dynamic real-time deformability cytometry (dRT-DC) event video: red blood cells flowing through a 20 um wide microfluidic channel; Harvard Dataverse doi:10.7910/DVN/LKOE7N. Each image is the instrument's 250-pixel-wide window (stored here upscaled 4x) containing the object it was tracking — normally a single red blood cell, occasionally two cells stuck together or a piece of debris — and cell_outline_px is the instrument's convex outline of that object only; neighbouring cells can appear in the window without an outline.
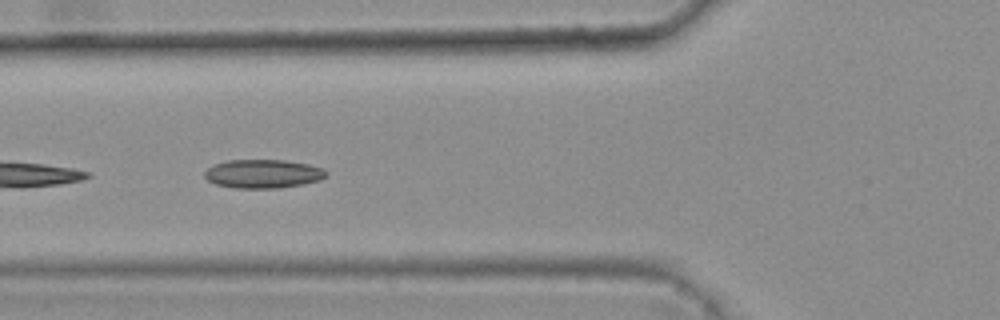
{"species": "common noctule bat (a hibernating species)", "species_latin": "Nyctalus noctula", "temperature_condition": "warm", "stored_images_in_passage": 6, "camera_frame_rate_fps": 3000, "um_per_image_px": 0.085, "animal": {"sex": "female", "body_mass_g": 25.1}, "frame": {"image": 1, "passage_image": 4, "time_ms": 1.0, "image_size_px": [1000, 320], "cell_outline_px": [[328, 176], [320, 180], [304, 184], [276, 188], [236, 188], [216, 184], [208, 180], [204, 176], [204, 172], [208, 168], [216, 164], [228, 160], [284, 160], [308, 164], [324, 168], [328, 172]], "centroid_in_image_um": [22.4, 14.77], "position_along_channel_um": 103.4, "area_um2": 20.35}}